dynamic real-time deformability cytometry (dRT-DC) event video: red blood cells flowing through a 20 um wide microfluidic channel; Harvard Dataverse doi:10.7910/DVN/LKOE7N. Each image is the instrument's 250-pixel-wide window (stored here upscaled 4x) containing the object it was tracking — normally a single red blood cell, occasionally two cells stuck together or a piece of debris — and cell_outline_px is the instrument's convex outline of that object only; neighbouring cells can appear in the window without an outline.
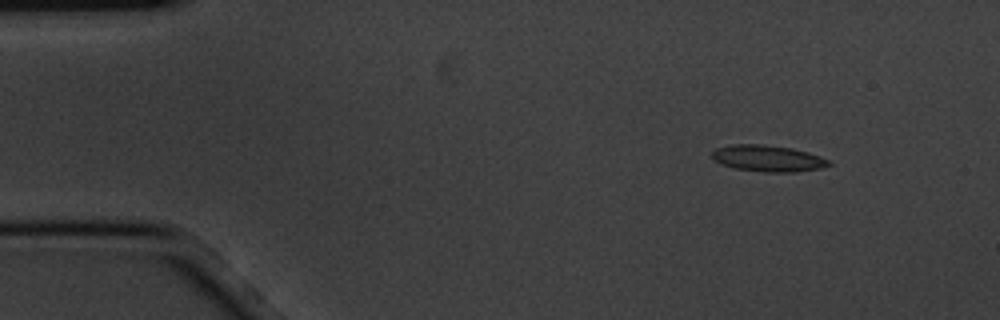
{"species": "common noctule bat (a hibernating species)", "species_latin": "Nyctalus noctula", "temperature_condition": "cold", "stored_images_in_passage": 4, "camera_frame_rate_fps": 3000, "um_per_image_px": 0.085, "animal": {"sex": "male", "body_mass_g": 20.1, "forearm_length_mm": 53.5}, "frame": {"image": 1, "passage_image": 1, "time_ms": 0.0, "image_size_px": [1000, 320], "cell_outline_px": [[832, 164], [820, 168], [792, 172], [764, 172], [736, 168], [724, 164], [716, 160], [712, 156], [712, 152], [716, 148], [732, 144], [760, 144], [792, 148], [808, 152], [820, 156], [828, 160]], "centroid_in_image_um": [65.29, 13.45], "position_along_channel_um": 19.7, "area_um2": 17.69}}
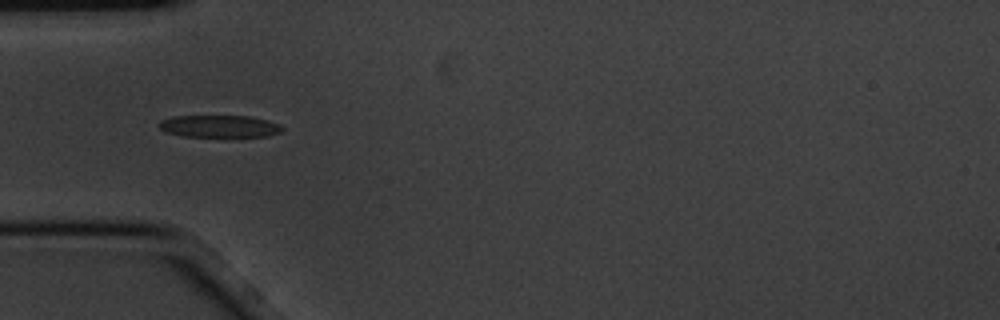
{"frame": {"image": 2, "passage_image": 4, "time_ms": 1.0, "image_size_px": [1000, 320], "cell_outline_px": [[284, 128], [280, 132], [268, 136], [180, 136], [164, 132], [156, 124], [160, 120], [172, 116], [252, 116], [268, 120], [280, 124]], "centroid_in_image_um": [18.61, 10.72], "position_along_channel_um": 66.4, "area_um2": 16.07}}